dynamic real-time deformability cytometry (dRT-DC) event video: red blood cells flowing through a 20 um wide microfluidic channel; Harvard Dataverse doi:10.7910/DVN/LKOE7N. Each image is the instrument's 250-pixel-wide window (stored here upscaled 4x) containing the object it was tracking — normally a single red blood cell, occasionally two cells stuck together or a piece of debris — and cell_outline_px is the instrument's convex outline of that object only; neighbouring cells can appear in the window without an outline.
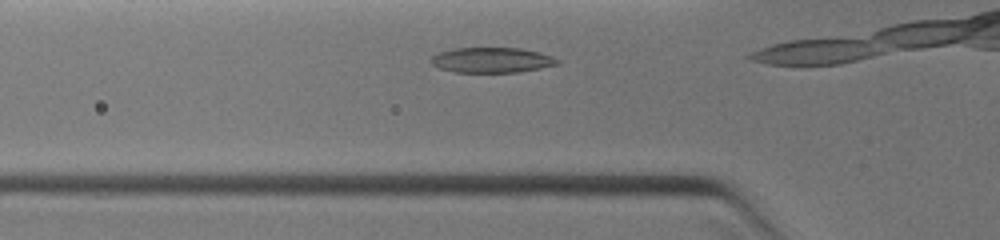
{"species": "common noctule bat (a hibernating species)", "species_latin": "Nyctalus noctula", "temperature_condition": "warm", "stored_images_in_passage": 4, "camera_frame_rate_fps": 3000, "um_per_image_px": 0.085, "animal": {"sex": "female", "body_mass_g": 19.0, "forearm_length_mm": 51.5}, "frame": {"image": 1, "passage_image": 2, "time_ms": 0.333, "image_size_px": [1000, 240], "cell_outline_px": [[560, 64], [520, 72], [452, 72], [440, 68], [432, 64], [428, 60], [432, 56], [440, 52], [452, 48], [520, 48], [540, 52], [552, 56], [560, 60]], "centroid_in_image_um": [41.81, 5.1], "position_along_channel_um": 84.0, "area_um2": 18.73}}